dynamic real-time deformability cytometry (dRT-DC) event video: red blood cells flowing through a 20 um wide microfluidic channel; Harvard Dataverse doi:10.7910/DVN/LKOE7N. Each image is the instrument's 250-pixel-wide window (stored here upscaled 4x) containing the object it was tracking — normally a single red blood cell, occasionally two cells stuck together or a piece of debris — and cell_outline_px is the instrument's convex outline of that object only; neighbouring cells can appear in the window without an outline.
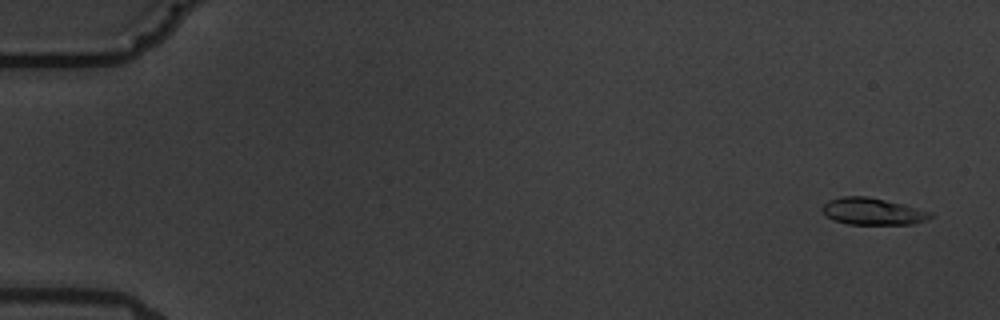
{"species": "common noctule bat (a hibernating species)", "species_latin": "Nyctalus noctula", "temperature_condition": "warm", "stored_images_in_passage": 5, "camera_frame_rate_fps": 3000, "um_per_image_px": 0.085, "animal": {"sex": "male", "body_mass_g": 19.5, "forearm_length_mm": 54.6}, "frame": {"image": 1, "passage_image": 1, "time_ms": 0.0, "image_size_px": [1000, 320], "cell_outline_px": [[932, 216], [916, 224], [848, 224], [832, 220], [820, 208], [828, 200], [840, 196], [868, 196], [904, 204], [932, 212]], "centroid_in_image_um": [74.16, 17.96], "position_along_channel_um": 10.8, "area_um2": 16.99}}
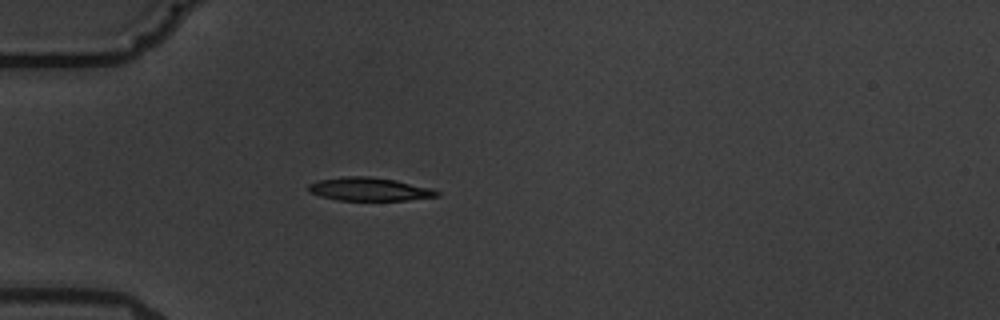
{"frame": {"image": 2, "passage_image": 5, "time_ms": 5.0, "image_size_px": [1000, 320], "cell_outline_px": [[440, 196], [408, 200], [340, 200], [320, 196], [308, 192], [308, 184], [320, 180], [344, 176], [368, 176], [396, 180], [432, 188], [440, 192]], "centroid_in_image_um": [31.41, 16.08], "position_along_channel_um": 53.6, "area_um2": 17.46}}